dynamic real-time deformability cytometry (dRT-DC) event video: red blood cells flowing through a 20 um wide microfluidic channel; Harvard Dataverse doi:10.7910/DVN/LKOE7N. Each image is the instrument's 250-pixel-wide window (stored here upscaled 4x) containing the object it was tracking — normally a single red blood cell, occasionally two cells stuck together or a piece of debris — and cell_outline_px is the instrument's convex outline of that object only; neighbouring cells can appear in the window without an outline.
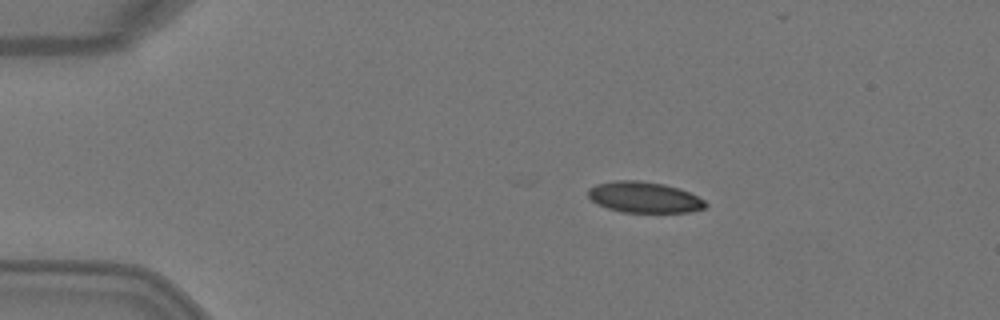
{"species": "Egyptian fruit bat (a non-hibernating species)", "species_latin": "Rousettus aegyptiacus", "temperature_condition": "warm", "stored_images_in_passage": 3, "camera_frame_rate_fps": 3000, "um_per_image_px": 0.085, "animal": {"sex": "female"}, "frame": {"image": 1, "passage_image": 2, "time_ms": 0.333, "image_size_px": [1000, 320], "cell_outline_px": [[708, 204], [704, 208], [688, 212], [624, 212], [608, 208], [596, 204], [588, 196], [588, 188], [596, 184], [616, 180], [640, 180], [664, 184], [680, 188], [704, 200]], "centroid_in_image_um": [54.74, 16.76], "position_along_channel_um": 30.3, "area_um2": 21.15}}